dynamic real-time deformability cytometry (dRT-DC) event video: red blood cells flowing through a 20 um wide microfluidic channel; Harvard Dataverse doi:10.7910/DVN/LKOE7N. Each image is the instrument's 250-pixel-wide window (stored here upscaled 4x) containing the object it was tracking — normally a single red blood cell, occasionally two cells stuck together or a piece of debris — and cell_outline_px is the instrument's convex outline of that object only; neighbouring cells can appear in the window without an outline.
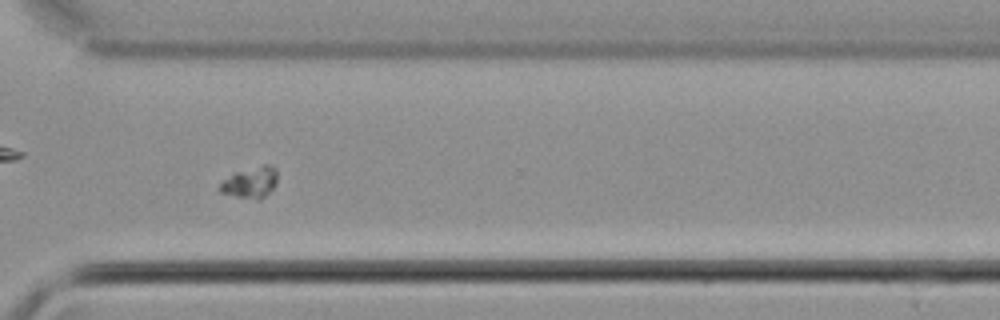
{"species": "common noctule bat (a hibernating species)", "species_latin": "Nyctalus noctula", "temperature_condition": "cold", "stored_images_in_passage": 51, "camera_frame_rate_fps": 3000, "um_per_image_px": 0.085, "animal": {"sex": "male", "body_mass_g": 21.5, "forearm_length_mm": 52.0}, "frame": {"image": 1, "passage_image": 37, "time_ms": 12.0, "image_size_px": [1000, 320], "cell_outline_px": [[276, 184], [260, 200], [256, 200], [236, 196], [220, 192], [220, 184], [224, 180], [236, 172], [264, 164], [268, 164], [276, 168]], "centroid_in_image_um": [21.31, 15.51], "position_along_channel_um": 349.3, "area_um2": 10.17}}
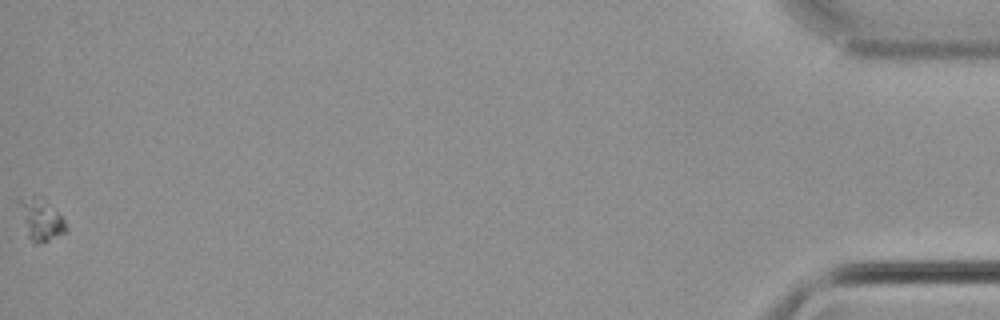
{"frame": {"image": 2, "passage_image": 51, "time_ms": 16.667, "image_size_px": [1000, 320], "cell_outline_px": [[68, 228], [64, 232], [48, 240], [36, 244], [32, 244], [28, 236], [16, 200], [32, 196], [60, 216], [64, 220]], "centroid_in_image_um": [3.41, 18.74], "position_along_channel_um": 431.8, "area_um2": 10.46}}